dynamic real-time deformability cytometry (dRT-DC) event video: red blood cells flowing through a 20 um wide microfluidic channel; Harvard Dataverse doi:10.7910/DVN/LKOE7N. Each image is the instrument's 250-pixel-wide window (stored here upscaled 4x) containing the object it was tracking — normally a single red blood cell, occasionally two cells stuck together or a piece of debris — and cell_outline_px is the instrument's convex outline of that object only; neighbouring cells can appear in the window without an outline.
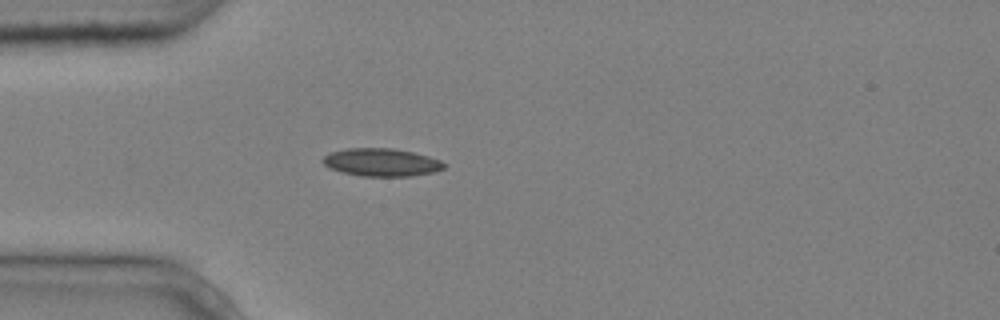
{"species": "common noctule bat (a hibernating species)", "species_latin": "Nyctalus noctula", "temperature_condition": "cold", "stored_images_in_passage": 3, "camera_frame_rate_fps": 3000, "um_per_image_px": 0.085, "animal": {"sex": "male", "body_mass_g": 20.4}, "frame": {"image": 1, "passage_image": 2, "time_ms": 0.333, "image_size_px": [1000, 320], "cell_outline_px": [[444, 168], [432, 172], [412, 176], [360, 176], [340, 172], [328, 168], [320, 160], [324, 156], [332, 152], [348, 148], [392, 148], [412, 152], [428, 156], [440, 160], [444, 164]], "centroid_in_image_um": [32.37, 13.8], "position_along_channel_um": 52.6, "area_um2": 19.65}}